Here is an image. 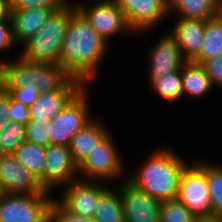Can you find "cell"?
Wrapping results in <instances>:
<instances>
[{"label": "cell", "instance_id": "6da1fadb", "mask_svg": "<svg viewBox=\"0 0 222 222\" xmlns=\"http://www.w3.org/2000/svg\"><path fill=\"white\" fill-rule=\"evenodd\" d=\"M109 44L90 25L86 17L70 4V23L60 52L59 64L74 78L88 86L105 58ZM87 83V84H86Z\"/></svg>", "mask_w": 222, "mask_h": 222}, {"label": "cell", "instance_id": "7a4b0ae2", "mask_svg": "<svg viewBox=\"0 0 222 222\" xmlns=\"http://www.w3.org/2000/svg\"><path fill=\"white\" fill-rule=\"evenodd\" d=\"M127 180L159 201L177 199L183 170L189 164L171 148L155 149Z\"/></svg>", "mask_w": 222, "mask_h": 222}, {"label": "cell", "instance_id": "3957f363", "mask_svg": "<svg viewBox=\"0 0 222 222\" xmlns=\"http://www.w3.org/2000/svg\"><path fill=\"white\" fill-rule=\"evenodd\" d=\"M72 76L60 64L28 62L18 57L15 61H1L0 80L3 88L34 89L40 93L60 90Z\"/></svg>", "mask_w": 222, "mask_h": 222}, {"label": "cell", "instance_id": "277c9868", "mask_svg": "<svg viewBox=\"0 0 222 222\" xmlns=\"http://www.w3.org/2000/svg\"><path fill=\"white\" fill-rule=\"evenodd\" d=\"M69 23L70 5L53 12L40 30L22 43L19 57L28 62L59 64Z\"/></svg>", "mask_w": 222, "mask_h": 222}, {"label": "cell", "instance_id": "5b68a950", "mask_svg": "<svg viewBox=\"0 0 222 222\" xmlns=\"http://www.w3.org/2000/svg\"><path fill=\"white\" fill-rule=\"evenodd\" d=\"M110 132L95 145L94 149L78 165L79 178L108 181L127 179L125 166ZM123 174V175H122ZM125 175V176H124Z\"/></svg>", "mask_w": 222, "mask_h": 222}, {"label": "cell", "instance_id": "8992f818", "mask_svg": "<svg viewBox=\"0 0 222 222\" xmlns=\"http://www.w3.org/2000/svg\"><path fill=\"white\" fill-rule=\"evenodd\" d=\"M87 85H85L49 122L50 144L69 146L74 135L94 118L90 116Z\"/></svg>", "mask_w": 222, "mask_h": 222}, {"label": "cell", "instance_id": "52a82bcc", "mask_svg": "<svg viewBox=\"0 0 222 222\" xmlns=\"http://www.w3.org/2000/svg\"><path fill=\"white\" fill-rule=\"evenodd\" d=\"M50 193L0 194V222H49Z\"/></svg>", "mask_w": 222, "mask_h": 222}, {"label": "cell", "instance_id": "ba28073f", "mask_svg": "<svg viewBox=\"0 0 222 222\" xmlns=\"http://www.w3.org/2000/svg\"><path fill=\"white\" fill-rule=\"evenodd\" d=\"M87 5L76 3V8L86 17L92 28L109 43V39L121 33H135L127 24L124 13L116 0H87Z\"/></svg>", "mask_w": 222, "mask_h": 222}, {"label": "cell", "instance_id": "9c48e42d", "mask_svg": "<svg viewBox=\"0 0 222 222\" xmlns=\"http://www.w3.org/2000/svg\"><path fill=\"white\" fill-rule=\"evenodd\" d=\"M178 199L196 216H211L212 208L206 174L194 162L182 172Z\"/></svg>", "mask_w": 222, "mask_h": 222}, {"label": "cell", "instance_id": "30bf717a", "mask_svg": "<svg viewBox=\"0 0 222 222\" xmlns=\"http://www.w3.org/2000/svg\"><path fill=\"white\" fill-rule=\"evenodd\" d=\"M108 187L97 180L77 178L64 188L56 200L70 213L93 219L101 193Z\"/></svg>", "mask_w": 222, "mask_h": 222}, {"label": "cell", "instance_id": "8fae6325", "mask_svg": "<svg viewBox=\"0 0 222 222\" xmlns=\"http://www.w3.org/2000/svg\"><path fill=\"white\" fill-rule=\"evenodd\" d=\"M77 178L78 165L73 161L69 146L49 144L45 153L44 190L52 194L56 187L69 185Z\"/></svg>", "mask_w": 222, "mask_h": 222}, {"label": "cell", "instance_id": "7c38bea8", "mask_svg": "<svg viewBox=\"0 0 222 222\" xmlns=\"http://www.w3.org/2000/svg\"><path fill=\"white\" fill-rule=\"evenodd\" d=\"M116 1L135 35L152 29L169 16L167 0Z\"/></svg>", "mask_w": 222, "mask_h": 222}, {"label": "cell", "instance_id": "4fadbf2b", "mask_svg": "<svg viewBox=\"0 0 222 222\" xmlns=\"http://www.w3.org/2000/svg\"><path fill=\"white\" fill-rule=\"evenodd\" d=\"M0 192L20 195L50 193L44 190L38 178L22 166L13 154L0 155Z\"/></svg>", "mask_w": 222, "mask_h": 222}, {"label": "cell", "instance_id": "5bb4252c", "mask_svg": "<svg viewBox=\"0 0 222 222\" xmlns=\"http://www.w3.org/2000/svg\"><path fill=\"white\" fill-rule=\"evenodd\" d=\"M120 191L125 222H160L161 201L152 198L127 179L121 180Z\"/></svg>", "mask_w": 222, "mask_h": 222}, {"label": "cell", "instance_id": "9a60e30c", "mask_svg": "<svg viewBox=\"0 0 222 222\" xmlns=\"http://www.w3.org/2000/svg\"><path fill=\"white\" fill-rule=\"evenodd\" d=\"M147 59L148 64V81L149 84L158 78L181 70L187 60L183 57L182 52L176 42V39L167 32L159 38V41L150 48Z\"/></svg>", "mask_w": 222, "mask_h": 222}, {"label": "cell", "instance_id": "2e32d148", "mask_svg": "<svg viewBox=\"0 0 222 222\" xmlns=\"http://www.w3.org/2000/svg\"><path fill=\"white\" fill-rule=\"evenodd\" d=\"M84 86L81 80L72 77L60 90L40 93L37 101L29 107L31 119L51 121Z\"/></svg>", "mask_w": 222, "mask_h": 222}, {"label": "cell", "instance_id": "e0dca14e", "mask_svg": "<svg viewBox=\"0 0 222 222\" xmlns=\"http://www.w3.org/2000/svg\"><path fill=\"white\" fill-rule=\"evenodd\" d=\"M170 34L176 39L183 57L192 61L200 52L204 40L206 21L178 18Z\"/></svg>", "mask_w": 222, "mask_h": 222}, {"label": "cell", "instance_id": "ac0fdd59", "mask_svg": "<svg viewBox=\"0 0 222 222\" xmlns=\"http://www.w3.org/2000/svg\"><path fill=\"white\" fill-rule=\"evenodd\" d=\"M54 11L51 8L34 7L12 9L11 21L14 41L22 45L37 33Z\"/></svg>", "mask_w": 222, "mask_h": 222}, {"label": "cell", "instance_id": "d6986e66", "mask_svg": "<svg viewBox=\"0 0 222 222\" xmlns=\"http://www.w3.org/2000/svg\"><path fill=\"white\" fill-rule=\"evenodd\" d=\"M109 131L100 119L95 118L83 129L79 130L69 144L73 161L79 165Z\"/></svg>", "mask_w": 222, "mask_h": 222}, {"label": "cell", "instance_id": "ffe728a7", "mask_svg": "<svg viewBox=\"0 0 222 222\" xmlns=\"http://www.w3.org/2000/svg\"><path fill=\"white\" fill-rule=\"evenodd\" d=\"M221 0H167L169 15L207 21L218 16Z\"/></svg>", "mask_w": 222, "mask_h": 222}, {"label": "cell", "instance_id": "44dd1931", "mask_svg": "<svg viewBox=\"0 0 222 222\" xmlns=\"http://www.w3.org/2000/svg\"><path fill=\"white\" fill-rule=\"evenodd\" d=\"M183 96L201 98L208 96L213 88L212 80L201 64L187 61L181 69Z\"/></svg>", "mask_w": 222, "mask_h": 222}, {"label": "cell", "instance_id": "7402d4cb", "mask_svg": "<svg viewBox=\"0 0 222 222\" xmlns=\"http://www.w3.org/2000/svg\"><path fill=\"white\" fill-rule=\"evenodd\" d=\"M222 54V19L216 16L206 21L204 40L199 54L192 62L203 65Z\"/></svg>", "mask_w": 222, "mask_h": 222}, {"label": "cell", "instance_id": "603a6c76", "mask_svg": "<svg viewBox=\"0 0 222 222\" xmlns=\"http://www.w3.org/2000/svg\"><path fill=\"white\" fill-rule=\"evenodd\" d=\"M95 222H125L120 188L107 187L100 195Z\"/></svg>", "mask_w": 222, "mask_h": 222}, {"label": "cell", "instance_id": "cb8c5ba5", "mask_svg": "<svg viewBox=\"0 0 222 222\" xmlns=\"http://www.w3.org/2000/svg\"><path fill=\"white\" fill-rule=\"evenodd\" d=\"M45 153L46 147L26 141L13 153L15 159L38 178L43 188Z\"/></svg>", "mask_w": 222, "mask_h": 222}, {"label": "cell", "instance_id": "d4e9b609", "mask_svg": "<svg viewBox=\"0 0 222 222\" xmlns=\"http://www.w3.org/2000/svg\"><path fill=\"white\" fill-rule=\"evenodd\" d=\"M206 174L212 215L222 216V166L205 161L195 162Z\"/></svg>", "mask_w": 222, "mask_h": 222}, {"label": "cell", "instance_id": "484cf974", "mask_svg": "<svg viewBox=\"0 0 222 222\" xmlns=\"http://www.w3.org/2000/svg\"><path fill=\"white\" fill-rule=\"evenodd\" d=\"M149 85L157 96L168 103H174L183 97L181 70L154 79Z\"/></svg>", "mask_w": 222, "mask_h": 222}, {"label": "cell", "instance_id": "4316f807", "mask_svg": "<svg viewBox=\"0 0 222 222\" xmlns=\"http://www.w3.org/2000/svg\"><path fill=\"white\" fill-rule=\"evenodd\" d=\"M25 141V125L9 121L0 130V155L13 154Z\"/></svg>", "mask_w": 222, "mask_h": 222}, {"label": "cell", "instance_id": "83f0119b", "mask_svg": "<svg viewBox=\"0 0 222 222\" xmlns=\"http://www.w3.org/2000/svg\"><path fill=\"white\" fill-rule=\"evenodd\" d=\"M196 218L178 198L161 202L160 222H195Z\"/></svg>", "mask_w": 222, "mask_h": 222}, {"label": "cell", "instance_id": "f1b7e54d", "mask_svg": "<svg viewBox=\"0 0 222 222\" xmlns=\"http://www.w3.org/2000/svg\"><path fill=\"white\" fill-rule=\"evenodd\" d=\"M49 122H37V119H30L25 125L26 142L47 147L50 144Z\"/></svg>", "mask_w": 222, "mask_h": 222}, {"label": "cell", "instance_id": "f546056e", "mask_svg": "<svg viewBox=\"0 0 222 222\" xmlns=\"http://www.w3.org/2000/svg\"><path fill=\"white\" fill-rule=\"evenodd\" d=\"M12 9L51 8L54 12L69 6L71 0H8Z\"/></svg>", "mask_w": 222, "mask_h": 222}, {"label": "cell", "instance_id": "4dcf8cb0", "mask_svg": "<svg viewBox=\"0 0 222 222\" xmlns=\"http://www.w3.org/2000/svg\"><path fill=\"white\" fill-rule=\"evenodd\" d=\"M49 222H95L91 218L70 213L54 198L50 205Z\"/></svg>", "mask_w": 222, "mask_h": 222}, {"label": "cell", "instance_id": "1f68e13d", "mask_svg": "<svg viewBox=\"0 0 222 222\" xmlns=\"http://www.w3.org/2000/svg\"><path fill=\"white\" fill-rule=\"evenodd\" d=\"M3 91L8 93L15 101L21 102L28 107L32 106L40 95L38 87H34V89L3 88Z\"/></svg>", "mask_w": 222, "mask_h": 222}, {"label": "cell", "instance_id": "d6a6232c", "mask_svg": "<svg viewBox=\"0 0 222 222\" xmlns=\"http://www.w3.org/2000/svg\"><path fill=\"white\" fill-rule=\"evenodd\" d=\"M8 113L11 122H17L22 125H26L31 119L29 107L21 102L15 101L10 95Z\"/></svg>", "mask_w": 222, "mask_h": 222}, {"label": "cell", "instance_id": "836d02e7", "mask_svg": "<svg viewBox=\"0 0 222 222\" xmlns=\"http://www.w3.org/2000/svg\"><path fill=\"white\" fill-rule=\"evenodd\" d=\"M207 74L212 80L213 86H222V54L203 64Z\"/></svg>", "mask_w": 222, "mask_h": 222}, {"label": "cell", "instance_id": "e575fe53", "mask_svg": "<svg viewBox=\"0 0 222 222\" xmlns=\"http://www.w3.org/2000/svg\"><path fill=\"white\" fill-rule=\"evenodd\" d=\"M16 46L12 31V21H0V53Z\"/></svg>", "mask_w": 222, "mask_h": 222}, {"label": "cell", "instance_id": "d590c367", "mask_svg": "<svg viewBox=\"0 0 222 222\" xmlns=\"http://www.w3.org/2000/svg\"><path fill=\"white\" fill-rule=\"evenodd\" d=\"M9 94L5 91L0 93V130L10 121L9 118Z\"/></svg>", "mask_w": 222, "mask_h": 222}, {"label": "cell", "instance_id": "8d00e7d4", "mask_svg": "<svg viewBox=\"0 0 222 222\" xmlns=\"http://www.w3.org/2000/svg\"><path fill=\"white\" fill-rule=\"evenodd\" d=\"M12 8L8 0H0V21H11Z\"/></svg>", "mask_w": 222, "mask_h": 222}, {"label": "cell", "instance_id": "74e56055", "mask_svg": "<svg viewBox=\"0 0 222 222\" xmlns=\"http://www.w3.org/2000/svg\"><path fill=\"white\" fill-rule=\"evenodd\" d=\"M195 222H222V216H201L197 217Z\"/></svg>", "mask_w": 222, "mask_h": 222}, {"label": "cell", "instance_id": "f35d334b", "mask_svg": "<svg viewBox=\"0 0 222 222\" xmlns=\"http://www.w3.org/2000/svg\"><path fill=\"white\" fill-rule=\"evenodd\" d=\"M218 15L220 16V18L222 19V0H221V4H220V7H219V13Z\"/></svg>", "mask_w": 222, "mask_h": 222}, {"label": "cell", "instance_id": "ab89813d", "mask_svg": "<svg viewBox=\"0 0 222 222\" xmlns=\"http://www.w3.org/2000/svg\"><path fill=\"white\" fill-rule=\"evenodd\" d=\"M3 91V86H2V82L0 80V93Z\"/></svg>", "mask_w": 222, "mask_h": 222}]
</instances>
